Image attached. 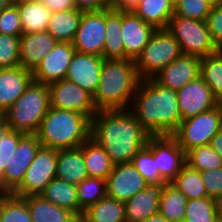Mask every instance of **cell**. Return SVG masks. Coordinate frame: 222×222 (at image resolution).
<instances>
[{
	"label": "cell",
	"mask_w": 222,
	"mask_h": 222,
	"mask_svg": "<svg viewBox=\"0 0 222 222\" xmlns=\"http://www.w3.org/2000/svg\"><path fill=\"white\" fill-rule=\"evenodd\" d=\"M206 3H208L211 7L219 5L222 0H204Z\"/></svg>",
	"instance_id": "11a10c76"
},
{
	"label": "cell",
	"mask_w": 222,
	"mask_h": 222,
	"mask_svg": "<svg viewBox=\"0 0 222 222\" xmlns=\"http://www.w3.org/2000/svg\"><path fill=\"white\" fill-rule=\"evenodd\" d=\"M76 193L79 206L85 211L107 195L106 180L87 177L76 185Z\"/></svg>",
	"instance_id": "8d00e7d4"
},
{
	"label": "cell",
	"mask_w": 222,
	"mask_h": 222,
	"mask_svg": "<svg viewBox=\"0 0 222 222\" xmlns=\"http://www.w3.org/2000/svg\"><path fill=\"white\" fill-rule=\"evenodd\" d=\"M19 9L23 34L47 31L53 12L41 0H15Z\"/></svg>",
	"instance_id": "603a6c76"
},
{
	"label": "cell",
	"mask_w": 222,
	"mask_h": 222,
	"mask_svg": "<svg viewBox=\"0 0 222 222\" xmlns=\"http://www.w3.org/2000/svg\"><path fill=\"white\" fill-rule=\"evenodd\" d=\"M103 61V57L75 52L65 79L77 84L94 96L99 86Z\"/></svg>",
	"instance_id": "d6986e66"
},
{
	"label": "cell",
	"mask_w": 222,
	"mask_h": 222,
	"mask_svg": "<svg viewBox=\"0 0 222 222\" xmlns=\"http://www.w3.org/2000/svg\"><path fill=\"white\" fill-rule=\"evenodd\" d=\"M24 199L27 201L33 222H76L79 219L69 209L51 203L42 195H32Z\"/></svg>",
	"instance_id": "d4e9b609"
},
{
	"label": "cell",
	"mask_w": 222,
	"mask_h": 222,
	"mask_svg": "<svg viewBox=\"0 0 222 222\" xmlns=\"http://www.w3.org/2000/svg\"><path fill=\"white\" fill-rule=\"evenodd\" d=\"M41 143L36 134H24L1 177V193H12L23 181Z\"/></svg>",
	"instance_id": "8fae6325"
},
{
	"label": "cell",
	"mask_w": 222,
	"mask_h": 222,
	"mask_svg": "<svg viewBox=\"0 0 222 222\" xmlns=\"http://www.w3.org/2000/svg\"><path fill=\"white\" fill-rule=\"evenodd\" d=\"M155 31V27L145 23L133 11H122L121 33L124 59L135 61Z\"/></svg>",
	"instance_id": "ac0fdd59"
},
{
	"label": "cell",
	"mask_w": 222,
	"mask_h": 222,
	"mask_svg": "<svg viewBox=\"0 0 222 222\" xmlns=\"http://www.w3.org/2000/svg\"><path fill=\"white\" fill-rule=\"evenodd\" d=\"M200 77L219 101L222 98V50L201 58Z\"/></svg>",
	"instance_id": "836d02e7"
},
{
	"label": "cell",
	"mask_w": 222,
	"mask_h": 222,
	"mask_svg": "<svg viewBox=\"0 0 222 222\" xmlns=\"http://www.w3.org/2000/svg\"><path fill=\"white\" fill-rule=\"evenodd\" d=\"M218 220L222 221V194L214 198Z\"/></svg>",
	"instance_id": "816d5d0a"
},
{
	"label": "cell",
	"mask_w": 222,
	"mask_h": 222,
	"mask_svg": "<svg viewBox=\"0 0 222 222\" xmlns=\"http://www.w3.org/2000/svg\"><path fill=\"white\" fill-rule=\"evenodd\" d=\"M90 132L91 121L85 115L50 107L36 136L42 147L62 150L80 147Z\"/></svg>",
	"instance_id": "277c9868"
},
{
	"label": "cell",
	"mask_w": 222,
	"mask_h": 222,
	"mask_svg": "<svg viewBox=\"0 0 222 222\" xmlns=\"http://www.w3.org/2000/svg\"><path fill=\"white\" fill-rule=\"evenodd\" d=\"M50 107L78 112L85 115L90 121L97 113L93 103V96L77 84L62 79L48 85Z\"/></svg>",
	"instance_id": "30bf717a"
},
{
	"label": "cell",
	"mask_w": 222,
	"mask_h": 222,
	"mask_svg": "<svg viewBox=\"0 0 222 222\" xmlns=\"http://www.w3.org/2000/svg\"><path fill=\"white\" fill-rule=\"evenodd\" d=\"M90 137L117 165L131 162L146 146L150 135L127 109L97 112L91 120Z\"/></svg>",
	"instance_id": "6da1fadb"
},
{
	"label": "cell",
	"mask_w": 222,
	"mask_h": 222,
	"mask_svg": "<svg viewBox=\"0 0 222 222\" xmlns=\"http://www.w3.org/2000/svg\"><path fill=\"white\" fill-rule=\"evenodd\" d=\"M15 0H0V12L8 7H10Z\"/></svg>",
	"instance_id": "db71d44e"
},
{
	"label": "cell",
	"mask_w": 222,
	"mask_h": 222,
	"mask_svg": "<svg viewBox=\"0 0 222 222\" xmlns=\"http://www.w3.org/2000/svg\"><path fill=\"white\" fill-rule=\"evenodd\" d=\"M187 198L171 183H165L158 213L170 222H184Z\"/></svg>",
	"instance_id": "1f68e13d"
},
{
	"label": "cell",
	"mask_w": 222,
	"mask_h": 222,
	"mask_svg": "<svg viewBox=\"0 0 222 222\" xmlns=\"http://www.w3.org/2000/svg\"><path fill=\"white\" fill-rule=\"evenodd\" d=\"M87 177L82 145L78 148L57 150L56 178L78 185Z\"/></svg>",
	"instance_id": "cb8c5ba5"
},
{
	"label": "cell",
	"mask_w": 222,
	"mask_h": 222,
	"mask_svg": "<svg viewBox=\"0 0 222 222\" xmlns=\"http://www.w3.org/2000/svg\"><path fill=\"white\" fill-rule=\"evenodd\" d=\"M10 129L11 128H10L5 116L1 115L0 116V142Z\"/></svg>",
	"instance_id": "f907efd6"
},
{
	"label": "cell",
	"mask_w": 222,
	"mask_h": 222,
	"mask_svg": "<svg viewBox=\"0 0 222 222\" xmlns=\"http://www.w3.org/2000/svg\"><path fill=\"white\" fill-rule=\"evenodd\" d=\"M0 222H33L27 201L12 193H0Z\"/></svg>",
	"instance_id": "e575fe53"
},
{
	"label": "cell",
	"mask_w": 222,
	"mask_h": 222,
	"mask_svg": "<svg viewBox=\"0 0 222 222\" xmlns=\"http://www.w3.org/2000/svg\"><path fill=\"white\" fill-rule=\"evenodd\" d=\"M167 29L178 41L184 55L202 58L219 50L211 39L206 21L173 15Z\"/></svg>",
	"instance_id": "52a82bcc"
},
{
	"label": "cell",
	"mask_w": 222,
	"mask_h": 222,
	"mask_svg": "<svg viewBox=\"0 0 222 222\" xmlns=\"http://www.w3.org/2000/svg\"><path fill=\"white\" fill-rule=\"evenodd\" d=\"M210 146L222 158V128L213 136Z\"/></svg>",
	"instance_id": "681fc988"
},
{
	"label": "cell",
	"mask_w": 222,
	"mask_h": 222,
	"mask_svg": "<svg viewBox=\"0 0 222 222\" xmlns=\"http://www.w3.org/2000/svg\"><path fill=\"white\" fill-rule=\"evenodd\" d=\"M185 222H217L215 201L211 197L187 200Z\"/></svg>",
	"instance_id": "f35d334b"
},
{
	"label": "cell",
	"mask_w": 222,
	"mask_h": 222,
	"mask_svg": "<svg viewBox=\"0 0 222 222\" xmlns=\"http://www.w3.org/2000/svg\"><path fill=\"white\" fill-rule=\"evenodd\" d=\"M111 8L120 11H133L139 4L140 0H110Z\"/></svg>",
	"instance_id": "c3c4849f"
},
{
	"label": "cell",
	"mask_w": 222,
	"mask_h": 222,
	"mask_svg": "<svg viewBox=\"0 0 222 222\" xmlns=\"http://www.w3.org/2000/svg\"><path fill=\"white\" fill-rule=\"evenodd\" d=\"M218 106L220 107L221 112H222V98L218 101Z\"/></svg>",
	"instance_id": "9f6ffc18"
},
{
	"label": "cell",
	"mask_w": 222,
	"mask_h": 222,
	"mask_svg": "<svg viewBox=\"0 0 222 222\" xmlns=\"http://www.w3.org/2000/svg\"><path fill=\"white\" fill-rule=\"evenodd\" d=\"M75 52L72 43L57 42L32 71L33 81L50 85L65 79L68 66Z\"/></svg>",
	"instance_id": "4fadbf2b"
},
{
	"label": "cell",
	"mask_w": 222,
	"mask_h": 222,
	"mask_svg": "<svg viewBox=\"0 0 222 222\" xmlns=\"http://www.w3.org/2000/svg\"><path fill=\"white\" fill-rule=\"evenodd\" d=\"M177 99L182 120L218 106V100L214 97L211 88L201 77L177 90Z\"/></svg>",
	"instance_id": "5bb4252c"
},
{
	"label": "cell",
	"mask_w": 222,
	"mask_h": 222,
	"mask_svg": "<svg viewBox=\"0 0 222 222\" xmlns=\"http://www.w3.org/2000/svg\"><path fill=\"white\" fill-rule=\"evenodd\" d=\"M210 36L218 49H222V2L211 8L206 18Z\"/></svg>",
	"instance_id": "ee69618b"
},
{
	"label": "cell",
	"mask_w": 222,
	"mask_h": 222,
	"mask_svg": "<svg viewBox=\"0 0 222 222\" xmlns=\"http://www.w3.org/2000/svg\"><path fill=\"white\" fill-rule=\"evenodd\" d=\"M49 108L48 85L32 81L3 115L12 130L22 134H36Z\"/></svg>",
	"instance_id": "5b68a950"
},
{
	"label": "cell",
	"mask_w": 222,
	"mask_h": 222,
	"mask_svg": "<svg viewBox=\"0 0 222 222\" xmlns=\"http://www.w3.org/2000/svg\"><path fill=\"white\" fill-rule=\"evenodd\" d=\"M182 55L178 41L166 29H156L135 60L141 80L153 78L161 69Z\"/></svg>",
	"instance_id": "8992f818"
},
{
	"label": "cell",
	"mask_w": 222,
	"mask_h": 222,
	"mask_svg": "<svg viewBox=\"0 0 222 222\" xmlns=\"http://www.w3.org/2000/svg\"><path fill=\"white\" fill-rule=\"evenodd\" d=\"M33 81L31 70L21 66L0 69V113L3 115Z\"/></svg>",
	"instance_id": "ffe728a7"
},
{
	"label": "cell",
	"mask_w": 222,
	"mask_h": 222,
	"mask_svg": "<svg viewBox=\"0 0 222 222\" xmlns=\"http://www.w3.org/2000/svg\"><path fill=\"white\" fill-rule=\"evenodd\" d=\"M82 14L77 8L54 12L48 22L47 31L57 42L72 43Z\"/></svg>",
	"instance_id": "83f0119b"
},
{
	"label": "cell",
	"mask_w": 222,
	"mask_h": 222,
	"mask_svg": "<svg viewBox=\"0 0 222 222\" xmlns=\"http://www.w3.org/2000/svg\"><path fill=\"white\" fill-rule=\"evenodd\" d=\"M24 134L10 129L0 142V176L2 177L6 166L10 163L20 138Z\"/></svg>",
	"instance_id": "7bdbcfd3"
},
{
	"label": "cell",
	"mask_w": 222,
	"mask_h": 222,
	"mask_svg": "<svg viewBox=\"0 0 222 222\" xmlns=\"http://www.w3.org/2000/svg\"><path fill=\"white\" fill-rule=\"evenodd\" d=\"M51 203L69 209L79 218L82 217L84 210L79 206L76 185L70 184L62 179L53 178L41 194Z\"/></svg>",
	"instance_id": "4316f807"
},
{
	"label": "cell",
	"mask_w": 222,
	"mask_h": 222,
	"mask_svg": "<svg viewBox=\"0 0 222 222\" xmlns=\"http://www.w3.org/2000/svg\"><path fill=\"white\" fill-rule=\"evenodd\" d=\"M128 110L150 136L173 135L182 122L177 91L153 78L141 80Z\"/></svg>",
	"instance_id": "7a4b0ae2"
},
{
	"label": "cell",
	"mask_w": 222,
	"mask_h": 222,
	"mask_svg": "<svg viewBox=\"0 0 222 222\" xmlns=\"http://www.w3.org/2000/svg\"><path fill=\"white\" fill-rule=\"evenodd\" d=\"M0 34L17 37L23 34L19 9L15 3L0 12Z\"/></svg>",
	"instance_id": "b9f144b4"
},
{
	"label": "cell",
	"mask_w": 222,
	"mask_h": 222,
	"mask_svg": "<svg viewBox=\"0 0 222 222\" xmlns=\"http://www.w3.org/2000/svg\"><path fill=\"white\" fill-rule=\"evenodd\" d=\"M180 190L187 200L209 197L201 180V172L185 164L177 176L170 182Z\"/></svg>",
	"instance_id": "d6a6232c"
},
{
	"label": "cell",
	"mask_w": 222,
	"mask_h": 222,
	"mask_svg": "<svg viewBox=\"0 0 222 222\" xmlns=\"http://www.w3.org/2000/svg\"><path fill=\"white\" fill-rule=\"evenodd\" d=\"M53 13L74 9V0H41Z\"/></svg>",
	"instance_id": "7dc6e473"
},
{
	"label": "cell",
	"mask_w": 222,
	"mask_h": 222,
	"mask_svg": "<svg viewBox=\"0 0 222 222\" xmlns=\"http://www.w3.org/2000/svg\"><path fill=\"white\" fill-rule=\"evenodd\" d=\"M147 184L131 162L117 164L106 180L107 196L126 202L144 190Z\"/></svg>",
	"instance_id": "9a60e30c"
},
{
	"label": "cell",
	"mask_w": 222,
	"mask_h": 222,
	"mask_svg": "<svg viewBox=\"0 0 222 222\" xmlns=\"http://www.w3.org/2000/svg\"><path fill=\"white\" fill-rule=\"evenodd\" d=\"M20 37L0 34V69L20 66Z\"/></svg>",
	"instance_id": "ab89813d"
},
{
	"label": "cell",
	"mask_w": 222,
	"mask_h": 222,
	"mask_svg": "<svg viewBox=\"0 0 222 222\" xmlns=\"http://www.w3.org/2000/svg\"><path fill=\"white\" fill-rule=\"evenodd\" d=\"M133 12L156 29H166L174 15L170 0H140Z\"/></svg>",
	"instance_id": "f1b7e54d"
},
{
	"label": "cell",
	"mask_w": 222,
	"mask_h": 222,
	"mask_svg": "<svg viewBox=\"0 0 222 222\" xmlns=\"http://www.w3.org/2000/svg\"><path fill=\"white\" fill-rule=\"evenodd\" d=\"M153 157L161 177L170 183L186 164V153L172 136H153Z\"/></svg>",
	"instance_id": "2e32d148"
},
{
	"label": "cell",
	"mask_w": 222,
	"mask_h": 222,
	"mask_svg": "<svg viewBox=\"0 0 222 222\" xmlns=\"http://www.w3.org/2000/svg\"><path fill=\"white\" fill-rule=\"evenodd\" d=\"M211 6L204 0H180L174 5V15L183 18L206 21Z\"/></svg>",
	"instance_id": "60d3db41"
},
{
	"label": "cell",
	"mask_w": 222,
	"mask_h": 222,
	"mask_svg": "<svg viewBox=\"0 0 222 222\" xmlns=\"http://www.w3.org/2000/svg\"><path fill=\"white\" fill-rule=\"evenodd\" d=\"M76 222H85V221L79 218Z\"/></svg>",
	"instance_id": "680465c9"
},
{
	"label": "cell",
	"mask_w": 222,
	"mask_h": 222,
	"mask_svg": "<svg viewBox=\"0 0 222 222\" xmlns=\"http://www.w3.org/2000/svg\"><path fill=\"white\" fill-rule=\"evenodd\" d=\"M75 7L82 12H98L111 8L110 0H74Z\"/></svg>",
	"instance_id": "bcb514c9"
},
{
	"label": "cell",
	"mask_w": 222,
	"mask_h": 222,
	"mask_svg": "<svg viewBox=\"0 0 222 222\" xmlns=\"http://www.w3.org/2000/svg\"><path fill=\"white\" fill-rule=\"evenodd\" d=\"M56 43L48 31L22 34L19 43L20 66L33 71Z\"/></svg>",
	"instance_id": "7402d4cb"
},
{
	"label": "cell",
	"mask_w": 222,
	"mask_h": 222,
	"mask_svg": "<svg viewBox=\"0 0 222 222\" xmlns=\"http://www.w3.org/2000/svg\"><path fill=\"white\" fill-rule=\"evenodd\" d=\"M165 183L147 184L146 188L125 202L127 222H143L158 214L161 193Z\"/></svg>",
	"instance_id": "44dd1931"
},
{
	"label": "cell",
	"mask_w": 222,
	"mask_h": 222,
	"mask_svg": "<svg viewBox=\"0 0 222 222\" xmlns=\"http://www.w3.org/2000/svg\"><path fill=\"white\" fill-rule=\"evenodd\" d=\"M141 82L132 59H104L93 103L99 111L127 110Z\"/></svg>",
	"instance_id": "3957f363"
},
{
	"label": "cell",
	"mask_w": 222,
	"mask_h": 222,
	"mask_svg": "<svg viewBox=\"0 0 222 222\" xmlns=\"http://www.w3.org/2000/svg\"><path fill=\"white\" fill-rule=\"evenodd\" d=\"M186 164L203 173L206 170L222 167V158L210 145L199 146L186 153Z\"/></svg>",
	"instance_id": "74e56055"
},
{
	"label": "cell",
	"mask_w": 222,
	"mask_h": 222,
	"mask_svg": "<svg viewBox=\"0 0 222 222\" xmlns=\"http://www.w3.org/2000/svg\"><path fill=\"white\" fill-rule=\"evenodd\" d=\"M121 27L122 11L113 8L106 9V38L103 48L104 59H124Z\"/></svg>",
	"instance_id": "f546056e"
},
{
	"label": "cell",
	"mask_w": 222,
	"mask_h": 222,
	"mask_svg": "<svg viewBox=\"0 0 222 222\" xmlns=\"http://www.w3.org/2000/svg\"><path fill=\"white\" fill-rule=\"evenodd\" d=\"M56 171L57 150L41 146L28 167L22 183L12 194L22 198L41 195L47 184L56 177Z\"/></svg>",
	"instance_id": "9c48e42d"
},
{
	"label": "cell",
	"mask_w": 222,
	"mask_h": 222,
	"mask_svg": "<svg viewBox=\"0 0 222 222\" xmlns=\"http://www.w3.org/2000/svg\"><path fill=\"white\" fill-rule=\"evenodd\" d=\"M82 156L88 177L107 180V177L113 170L114 164L101 145L89 137L82 144Z\"/></svg>",
	"instance_id": "484cf974"
},
{
	"label": "cell",
	"mask_w": 222,
	"mask_h": 222,
	"mask_svg": "<svg viewBox=\"0 0 222 222\" xmlns=\"http://www.w3.org/2000/svg\"><path fill=\"white\" fill-rule=\"evenodd\" d=\"M0 193H1V176H0Z\"/></svg>",
	"instance_id": "91938a15"
},
{
	"label": "cell",
	"mask_w": 222,
	"mask_h": 222,
	"mask_svg": "<svg viewBox=\"0 0 222 222\" xmlns=\"http://www.w3.org/2000/svg\"><path fill=\"white\" fill-rule=\"evenodd\" d=\"M222 128V112L219 106L182 120L172 135L185 153L189 150L210 145L213 136Z\"/></svg>",
	"instance_id": "ba28073f"
},
{
	"label": "cell",
	"mask_w": 222,
	"mask_h": 222,
	"mask_svg": "<svg viewBox=\"0 0 222 222\" xmlns=\"http://www.w3.org/2000/svg\"><path fill=\"white\" fill-rule=\"evenodd\" d=\"M85 222H127L125 216V202L105 196L96 204L89 206L83 213Z\"/></svg>",
	"instance_id": "4dcf8cb0"
},
{
	"label": "cell",
	"mask_w": 222,
	"mask_h": 222,
	"mask_svg": "<svg viewBox=\"0 0 222 222\" xmlns=\"http://www.w3.org/2000/svg\"><path fill=\"white\" fill-rule=\"evenodd\" d=\"M201 180L209 197L214 199L222 194V167L204 171Z\"/></svg>",
	"instance_id": "f6af8a7d"
},
{
	"label": "cell",
	"mask_w": 222,
	"mask_h": 222,
	"mask_svg": "<svg viewBox=\"0 0 222 222\" xmlns=\"http://www.w3.org/2000/svg\"><path fill=\"white\" fill-rule=\"evenodd\" d=\"M106 10L83 12L72 42L76 52L103 57L106 38Z\"/></svg>",
	"instance_id": "7c38bea8"
},
{
	"label": "cell",
	"mask_w": 222,
	"mask_h": 222,
	"mask_svg": "<svg viewBox=\"0 0 222 222\" xmlns=\"http://www.w3.org/2000/svg\"><path fill=\"white\" fill-rule=\"evenodd\" d=\"M180 0H170L173 5H176Z\"/></svg>",
	"instance_id": "6f0895ef"
},
{
	"label": "cell",
	"mask_w": 222,
	"mask_h": 222,
	"mask_svg": "<svg viewBox=\"0 0 222 222\" xmlns=\"http://www.w3.org/2000/svg\"><path fill=\"white\" fill-rule=\"evenodd\" d=\"M201 58L194 55H184L176 58L165 68L161 69L153 79L160 85L179 90L189 82L200 77Z\"/></svg>",
	"instance_id": "e0dca14e"
},
{
	"label": "cell",
	"mask_w": 222,
	"mask_h": 222,
	"mask_svg": "<svg viewBox=\"0 0 222 222\" xmlns=\"http://www.w3.org/2000/svg\"><path fill=\"white\" fill-rule=\"evenodd\" d=\"M143 222H170V221L158 213V214H155V215L149 217L147 220H145Z\"/></svg>",
	"instance_id": "f5cc1de1"
},
{
	"label": "cell",
	"mask_w": 222,
	"mask_h": 222,
	"mask_svg": "<svg viewBox=\"0 0 222 222\" xmlns=\"http://www.w3.org/2000/svg\"><path fill=\"white\" fill-rule=\"evenodd\" d=\"M132 165L148 183H167L160 175L153 157V136L148 138L147 144L132 159Z\"/></svg>",
	"instance_id": "d590c367"
}]
</instances>
